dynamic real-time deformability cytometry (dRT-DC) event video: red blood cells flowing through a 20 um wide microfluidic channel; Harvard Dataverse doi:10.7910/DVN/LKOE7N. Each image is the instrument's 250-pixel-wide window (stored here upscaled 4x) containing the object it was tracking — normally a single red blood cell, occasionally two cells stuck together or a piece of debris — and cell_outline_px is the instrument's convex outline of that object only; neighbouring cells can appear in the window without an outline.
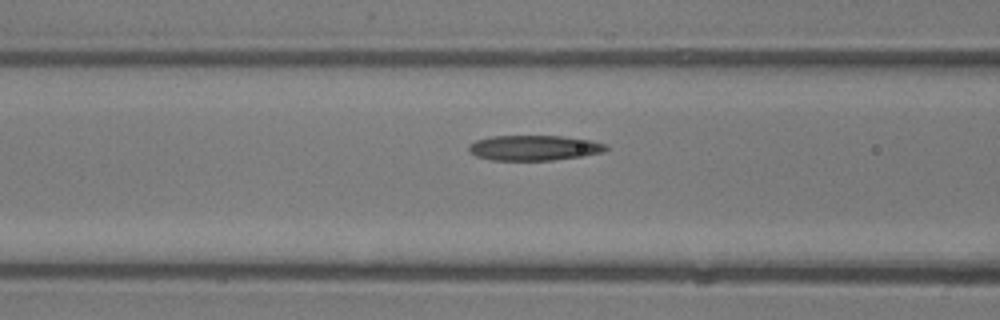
{"species": "common noctule bat (a hibernating species)", "species_latin": "Nyctalus noctula", "temperature_condition": "room temperature", "stored_images_in_passage": 5, "camera_frame_rate_fps": 3000, "um_per_image_px": 0.085, "animal": {"sex": "male", "body_mass_g": 13.3}, "frame": {"image": 1, "passage_image": 5, "time_ms": 5.667, "image_size_px": [1000, 320], "cell_outline_px": [[608, 148], [604, 152], [580, 156], [552, 160], [492, 160], [476, 156], [468, 148], [468, 144], [476, 140], [492, 136], [560, 136], [592, 140], [608, 144]], "centroid_in_image_um": [45.42, 12.56], "position_along_channel_um": 121.2, "area_um2": 20.11}}